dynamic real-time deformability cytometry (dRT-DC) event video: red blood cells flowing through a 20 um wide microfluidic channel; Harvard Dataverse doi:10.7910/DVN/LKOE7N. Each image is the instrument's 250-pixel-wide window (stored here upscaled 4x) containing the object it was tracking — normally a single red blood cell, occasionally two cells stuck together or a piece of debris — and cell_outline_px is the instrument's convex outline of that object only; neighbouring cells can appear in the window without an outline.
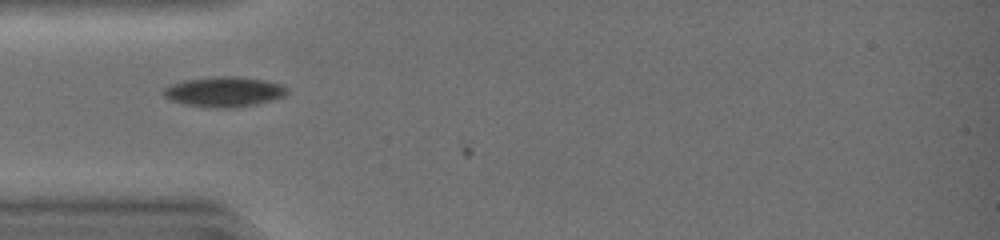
{"species": "common noctule bat (a hibernating species)", "species_latin": "Nyctalus noctula", "temperature_condition": "warm", "stored_images_in_passage": 4, "camera_frame_rate_fps": 3000, "um_per_image_px": 0.085, "animal": {"sex": "female", "body_mass_g": 19.0, "forearm_length_mm": 51.5}, "frame": {"image": 1, "passage_image": 3, "time_ms": 0.667, "image_size_px": [1000, 240], "cell_outline_px": [[288, 92], [284, 96], [272, 100], [256, 104], [232, 108], [208, 108], [184, 104], [168, 100], [164, 96], [164, 88], [172, 84], [184, 80], [212, 76], [240, 76], [264, 80], [280, 84], [288, 88]], "centroid_in_image_um": [19.04, 7.8], "position_along_channel_um": 66.0, "area_um2": 21.91}}